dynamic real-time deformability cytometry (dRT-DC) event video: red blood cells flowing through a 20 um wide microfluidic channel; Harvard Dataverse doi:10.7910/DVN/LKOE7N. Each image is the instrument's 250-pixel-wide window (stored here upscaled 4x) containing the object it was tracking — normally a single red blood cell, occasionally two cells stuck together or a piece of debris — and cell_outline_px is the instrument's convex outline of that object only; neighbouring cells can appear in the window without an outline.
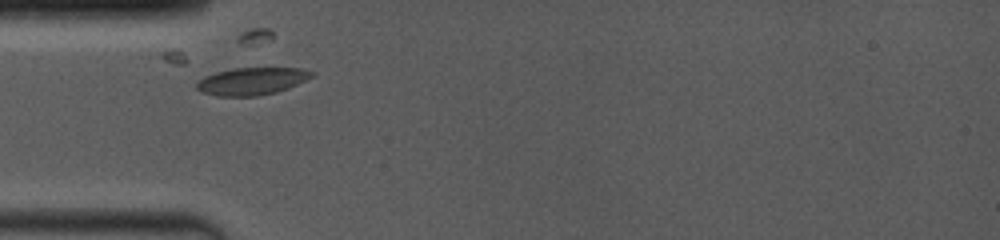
{"species": "common noctule bat (a hibernating species)", "species_latin": "Nyctalus noctula", "temperature_condition": "room temperature", "stored_images_in_passage": 44, "camera_frame_rate_fps": 4000, "um_per_image_px": 0.085, "animal": {"sex": "female", "body_mass_g": 19.0, "forearm_length_mm": 53.3}, "frame": {"image": 1, "passage_image": 1, "time_ms": 0.0, "image_size_px": [1000, 240], "cell_outline_px": [[316, 72], [312, 76], [288, 88], [276, 92], [256, 96], [216, 96], [200, 92], [196, 88], [196, 84], [204, 76], [216, 72], [232, 68], [300, 68]], "centroid_in_image_um": [21.37, 6.9], "position_along_channel_um": 63.6, "area_um2": 18.32}}
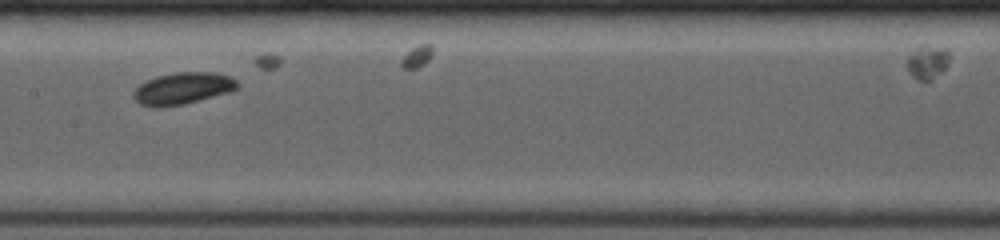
{"frame": {"image": 2, "passage_image": 15, "time_ms": 3.25, "image_size_px": [1000, 240], "cell_outline_px": [[240, 84], [232, 92], [184, 104], [160, 108], [152, 108], [140, 104], [132, 96], [132, 92], [140, 84], [148, 80], [160, 76], [176, 72], [212, 72], [228, 76], [236, 80]], "centroid_in_image_um": [15.53, 7.54], "position_along_channel_um": 191.9, "area_um2": 19.36}}
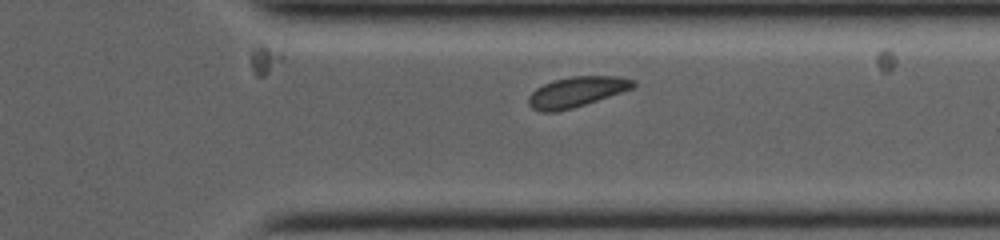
{"frame": {"image": 3, "passage_image": 39, "time_ms": 7.5, "image_size_px": [1000, 240], "cell_outline_px": [[636, 84], [632, 88], [572, 108], [556, 112], [540, 112], [532, 108], [528, 104], [528, 96], [536, 88], [552, 80], [572, 76], [620, 76], [632, 80]], "centroid_in_image_um": [48.94, 7.81], "position_along_channel_um": 362.5, "area_um2": 18.26}}